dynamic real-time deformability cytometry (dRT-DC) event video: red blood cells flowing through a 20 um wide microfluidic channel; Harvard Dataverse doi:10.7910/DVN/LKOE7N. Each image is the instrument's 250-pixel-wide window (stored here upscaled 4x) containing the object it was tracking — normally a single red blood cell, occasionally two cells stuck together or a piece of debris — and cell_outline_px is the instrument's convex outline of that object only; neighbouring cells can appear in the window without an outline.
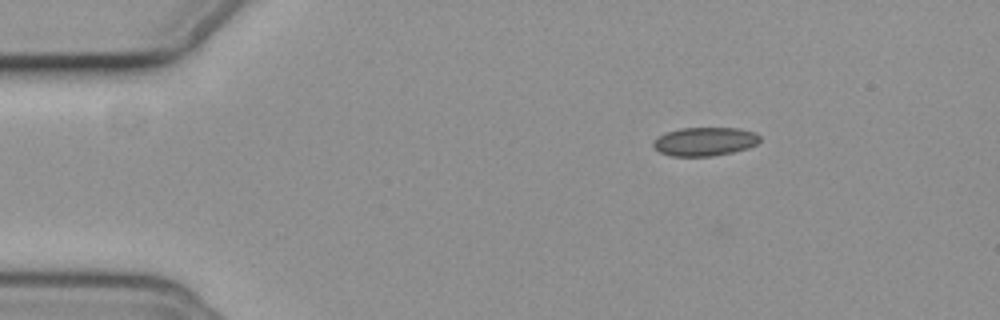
{"species": "common noctule bat (a hibernating species)", "species_latin": "Nyctalus noctula", "temperature_condition": "cold", "stored_images_in_passage": 48, "camera_frame_rate_fps": 3000, "um_per_image_px": 0.085, "animal": {"sex": "female", "body_mass_g": 19.3, "forearm_length_mm": 54.1}, "frame": {"image": 1, "passage_image": 1, "time_ms": 0.0, "image_size_px": [1000, 320], "cell_outline_px": [[760, 140], [756, 144], [748, 148], [732, 152], [712, 156], [672, 156], [660, 152], [652, 144], [652, 140], [668, 132], [680, 128], [740, 128], [756, 132], [760, 136]], "centroid_in_image_um": [59.93, 12.02], "position_along_channel_um": 25.1, "area_um2": 17.74}}
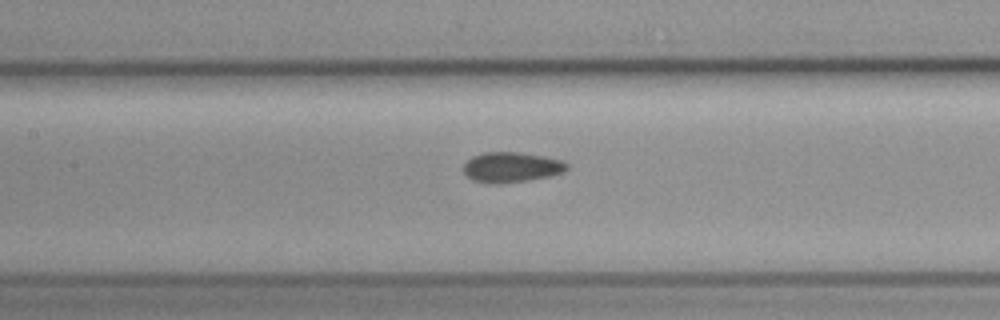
{"frame": {"image": 2, "passage_image": 18, "time_ms": 5.667, "image_size_px": [1000, 320], "cell_outline_px": [[568, 168], [564, 172], [548, 176], [528, 180], [500, 184], [488, 184], [472, 180], [464, 172], [464, 164], [472, 156], [484, 152], [520, 152], [544, 156], [560, 160], [568, 164]], "centroid_in_image_um": [43.45, 14.22], "position_along_channel_um": 163.9, "area_um2": 18.26}}
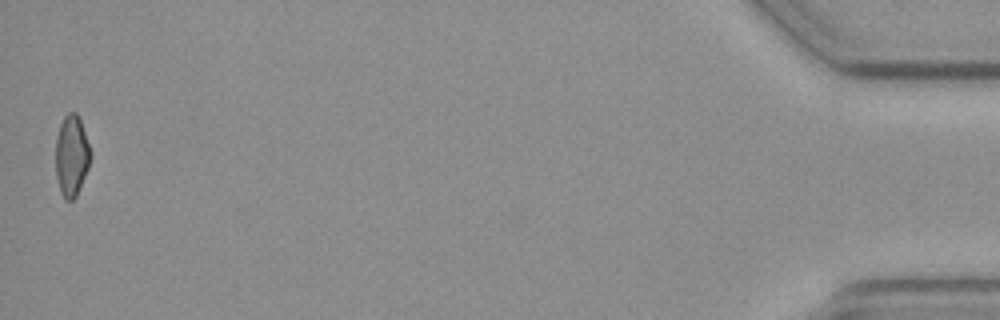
{"frame": {"image": 3, "passage_image": 48, "time_ms": 15.667, "image_size_px": [1000, 320], "cell_outline_px": [[92, 156], [88, 168], [76, 196], [72, 200], [64, 200], [60, 192], [56, 176], [56, 136], [60, 124], [64, 116], [68, 112], [76, 112], [80, 120]], "centroid_in_image_um": [6.07, 13.24], "position_along_channel_um": 429.1, "area_um2": 16.42}, "authors_computed_cell_mechanics": {"area_um2": 17.8313, "velocity_mm_per_s": 3.6821, "shape_relaxation_time_tau1_ms": null, "shape_relaxation_time_tau2_ms": 3.6419, "deformation_change_tau1": null, "deformation_change_tau2": 0.0925}}